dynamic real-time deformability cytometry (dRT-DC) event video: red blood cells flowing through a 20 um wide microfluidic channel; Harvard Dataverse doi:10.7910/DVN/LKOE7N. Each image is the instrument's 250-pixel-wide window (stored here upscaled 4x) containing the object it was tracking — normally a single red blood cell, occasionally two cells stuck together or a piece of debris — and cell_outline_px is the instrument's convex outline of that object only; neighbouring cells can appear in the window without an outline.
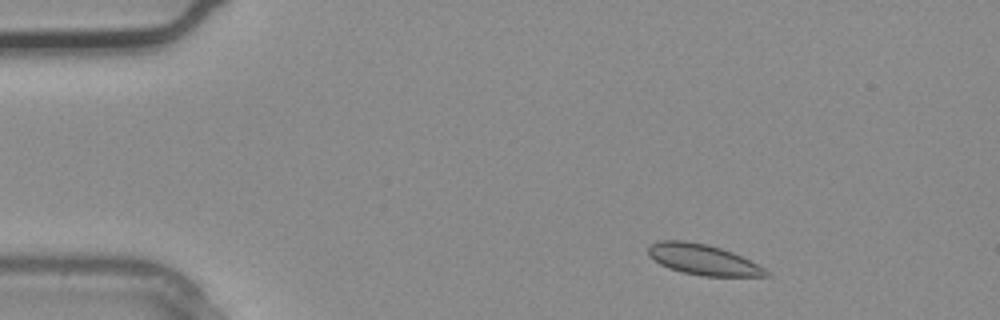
{"species": "common noctule bat (a hibernating species)", "species_latin": "Nyctalus noctula", "temperature_condition": "warm", "stored_images_in_passage": 2, "camera_frame_rate_fps": 3000, "um_per_image_px": 0.085, "animal": {"sex": "male", "body_mass_g": 20.4}, "frame": {"image": 1, "passage_image": 1, "time_ms": 0.0, "image_size_px": [1000, 320], "cell_outline_px": [[772, 276], [704, 276], [684, 272], [668, 268], [660, 264], [648, 256], [648, 248], [652, 244], [660, 240], [684, 240], [708, 244], [732, 252], [772, 272]], "centroid_in_image_um": [59.75, 22.06], "position_along_channel_um": 25.3, "area_um2": 20.92}}